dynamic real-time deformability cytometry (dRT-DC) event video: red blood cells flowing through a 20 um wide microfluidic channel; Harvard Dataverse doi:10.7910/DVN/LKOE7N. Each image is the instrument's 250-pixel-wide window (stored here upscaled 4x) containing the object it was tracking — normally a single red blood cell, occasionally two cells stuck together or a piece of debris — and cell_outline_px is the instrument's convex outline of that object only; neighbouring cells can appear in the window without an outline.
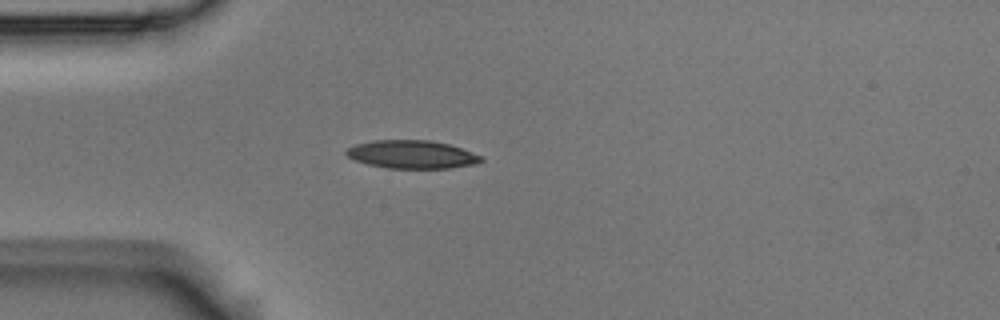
{"species": "Egyptian fruit bat (a non-hibernating species)", "species_latin": "Rousettus aegyptiacus", "temperature_condition": "room temperature", "stored_images_in_passage": 4, "camera_frame_rate_fps": 3000, "um_per_image_px": 0.085, "animal": {"sex": "male"}, "frame": {"image": 1, "passage_image": 4, "time_ms": 1.0, "image_size_px": [1000, 320], "cell_outline_px": [[484, 160], [476, 164], [452, 168], [388, 168], [368, 164], [356, 160], [348, 156], [344, 152], [348, 148], [356, 144], [372, 140], [432, 140], [448, 144], [460, 148], [480, 156]], "centroid_in_image_um": [35.0, 13.12], "position_along_channel_um": 50.0, "area_um2": 21.96}}